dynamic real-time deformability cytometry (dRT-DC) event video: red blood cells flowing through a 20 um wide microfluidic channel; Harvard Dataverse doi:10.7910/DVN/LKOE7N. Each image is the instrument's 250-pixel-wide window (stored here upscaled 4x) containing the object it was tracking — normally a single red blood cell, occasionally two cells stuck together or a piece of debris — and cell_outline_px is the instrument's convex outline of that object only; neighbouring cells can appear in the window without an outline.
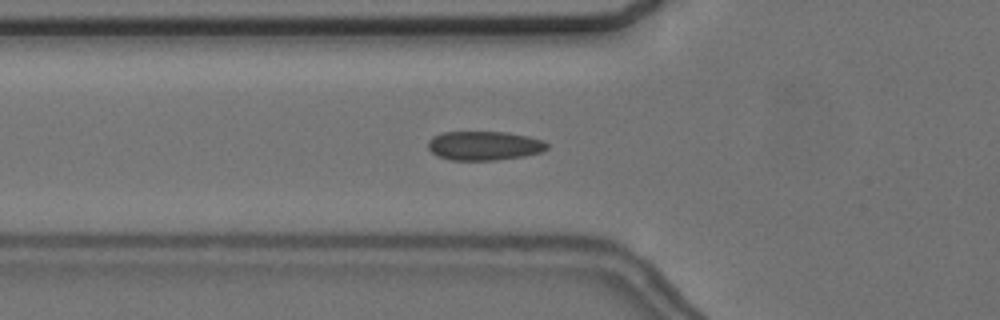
{"species": "common noctule bat (a hibernating species)", "species_latin": "Nyctalus noctula", "temperature_condition": "cold", "stored_images_in_passage": 56, "camera_frame_rate_fps": 3000, "um_per_image_px": 0.085, "animal": {"sex": "female", "body_mass_g": 24.6, "forearm_length_mm": 56.2}, "frame": {"image": 1, "passage_image": 20, "time_ms": 6.333, "image_size_px": [1000, 320], "cell_outline_px": [[548, 148], [540, 152], [524, 156], [496, 160], [452, 160], [436, 156], [428, 148], [428, 140], [432, 136], [444, 132], [508, 132], [528, 136], [544, 140], [548, 144]], "centroid_in_image_um": [41.15, 12.38], "position_along_channel_um": 84.6, "area_um2": 20.29}}
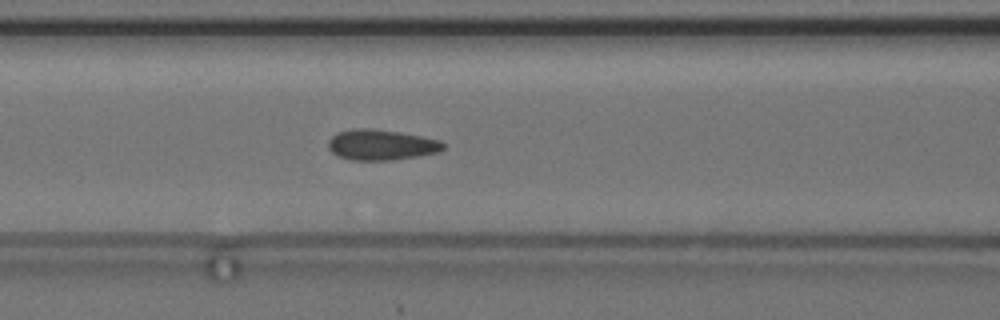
{"frame": {"image": 2, "passage_image": 24, "time_ms": 7.667, "image_size_px": [1000, 320], "cell_outline_px": [[444, 148], [440, 152], [416, 156], [388, 160], [352, 160], [336, 156], [328, 148], [328, 140], [336, 132], [352, 128], [372, 128], [400, 132], [424, 136], [440, 140], [444, 144]], "centroid_in_image_um": [32.38, 12.29], "position_along_channel_um": 134.2, "area_um2": 20.69}}
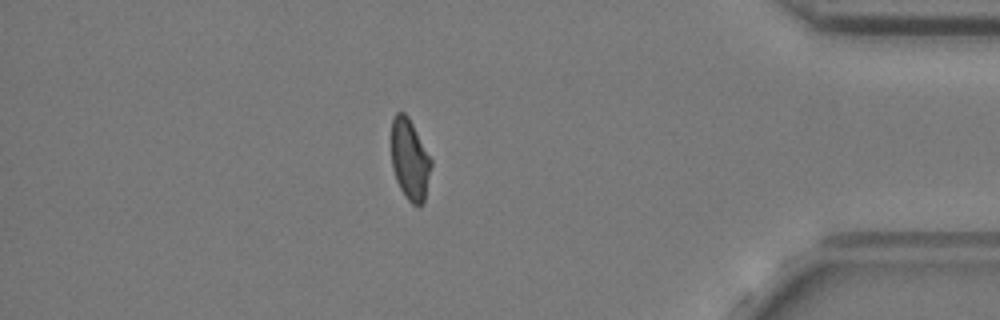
{"frame": {"image": 3, "passage_image": 49, "time_ms": 16.0, "image_size_px": [1000, 320], "cell_outline_px": [[432, 164], [424, 204], [412, 204], [404, 196], [396, 180], [392, 168], [392, 120], [396, 112], [404, 112], [408, 116], [432, 160]], "centroid_in_image_um": [34.84, 13.58], "position_along_channel_um": 400.4, "area_um2": 18.73}, "authors_computed_cell_mechanics": {"area_um2": 19.941, "velocity_mm_per_s": 3.6411, "shape_relaxation_time_tau1_ms": 9.8973, "shape_relaxation_time_tau2_ms": 1.1789, "deformation_change_tau1": 0.1339, "deformation_change_tau2": 0.0599}}